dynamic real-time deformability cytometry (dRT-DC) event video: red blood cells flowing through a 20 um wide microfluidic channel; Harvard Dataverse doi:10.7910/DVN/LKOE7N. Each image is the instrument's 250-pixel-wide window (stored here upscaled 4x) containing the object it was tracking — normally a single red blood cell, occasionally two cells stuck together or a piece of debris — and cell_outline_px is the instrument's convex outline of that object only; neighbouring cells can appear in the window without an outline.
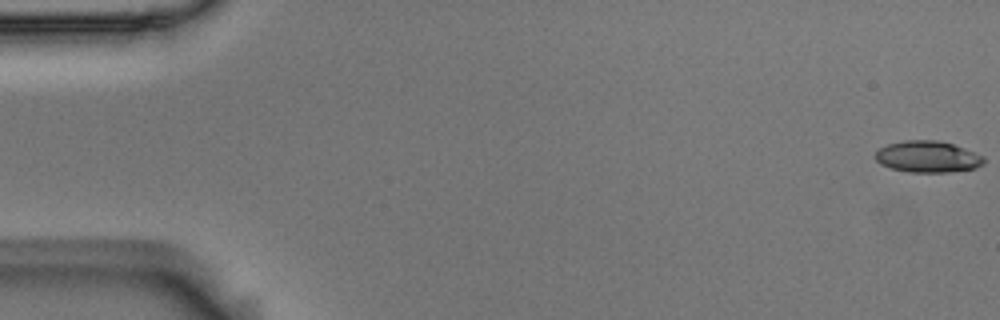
{"species": "Egyptian fruit bat (a non-hibernating species)", "species_latin": "Rousettus aegyptiacus", "temperature_condition": "room temperature", "stored_images_in_passage": 56, "camera_frame_rate_fps": 3000, "um_per_image_px": 0.085, "animal": {"sex": "male"}, "frame": {"image": 1, "passage_image": 1, "time_ms": 0.0, "image_size_px": [1000, 320], "cell_outline_px": [[984, 164], [976, 168], [948, 172], [908, 172], [892, 168], [880, 164], [872, 156], [880, 148], [888, 144], [904, 140], [936, 140], [952, 144], [964, 148], [984, 156]], "centroid_in_image_um": [78.84, 13.32], "position_along_channel_um": 6.2, "area_um2": 19.94}}
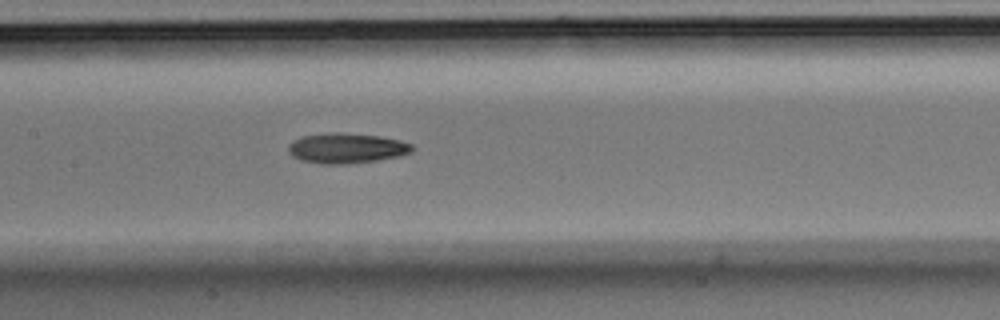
{"frame": {"image": 2, "passage_image": 27, "time_ms": 8.667, "image_size_px": [1000, 320], "cell_outline_px": [[412, 152], [400, 156], [376, 160], [348, 164], [320, 164], [300, 160], [292, 156], [288, 152], [288, 144], [292, 140], [300, 136], [332, 132], [340, 132], [380, 136], [400, 140], [412, 144]], "centroid_in_image_um": [29.41, 12.59], "position_along_channel_um": 178.0, "area_um2": 22.02}}
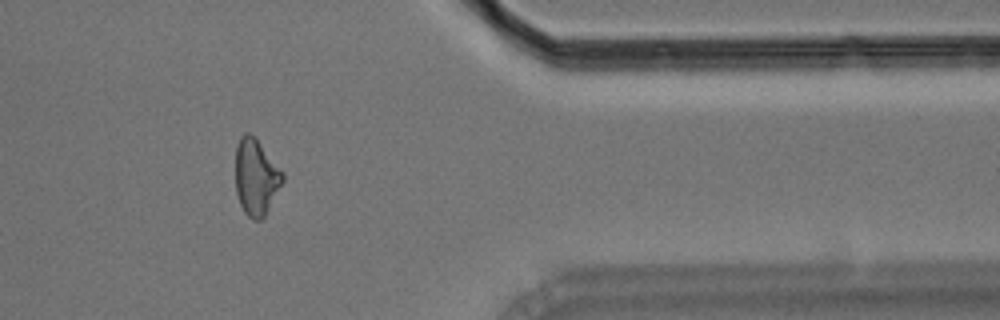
{"frame": {"image": 3, "passage_image": 46, "time_ms": 15.0, "image_size_px": [1000, 320], "cell_outline_px": [[284, 180], [264, 216], [260, 220], [252, 220], [244, 212], [240, 204], [236, 192], [236, 144], [240, 136], [244, 132], [248, 132], [256, 140], [284, 172]], "centroid_in_image_um": [21.75, 15.06], "position_along_channel_um": 389.7, "area_um2": 20.69}, "authors_computed_cell_mechanics": {"area_um2": 20.6924, "velocity_mm_per_s": 3.6582, "shape_relaxation_time_tau1_ms": 10.7283, "shape_relaxation_time_tau2_ms": 8.1905, "deformation_change_tau1": 0.2221, "deformation_change_tau2": 0.2127}}